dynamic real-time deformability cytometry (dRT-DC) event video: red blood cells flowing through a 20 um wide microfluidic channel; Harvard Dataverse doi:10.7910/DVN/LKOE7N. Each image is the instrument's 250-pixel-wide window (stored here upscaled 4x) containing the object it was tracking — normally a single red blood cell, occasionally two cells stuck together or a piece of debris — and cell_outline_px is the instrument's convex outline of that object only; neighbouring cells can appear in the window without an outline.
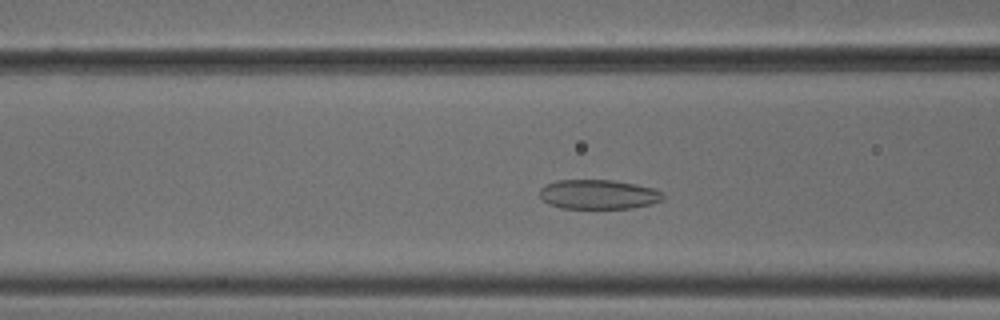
{"species": "common noctule bat (a hibernating species)", "species_latin": "Nyctalus noctula", "temperature_condition": "cold", "stored_images_in_passage": 48, "camera_frame_rate_fps": 3000, "um_per_image_px": 0.085, "animal": {"sex": "male", "body_mass_g": 18.8}, "frame": {"image": 1, "passage_image": 15, "time_ms": 4.667, "image_size_px": [1000, 320], "cell_outline_px": [[664, 200], [652, 204], [632, 208], [560, 208], [548, 204], [540, 196], [540, 188], [556, 180], [612, 180], [636, 184], [652, 188], [660, 192], [664, 196]], "centroid_in_image_um": [50.87, 16.53], "position_along_channel_um": 115.7, "area_um2": 21.15}}
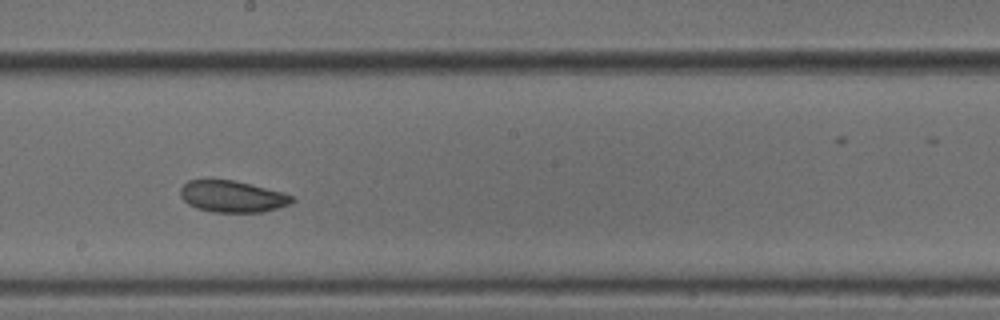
{"frame": {"image": 2, "passage_image": 24, "time_ms": 7.667, "image_size_px": [1000, 320], "cell_outline_px": [[296, 200], [292, 204], [260, 212], [212, 212], [196, 208], [188, 204], [180, 196], [180, 188], [188, 180], [232, 180], [280, 192], [292, 196]], "centroid_in_image_um": [19.71, 16.71], "position_along_channel_um": 228.5, "area_um2": 20.29}}
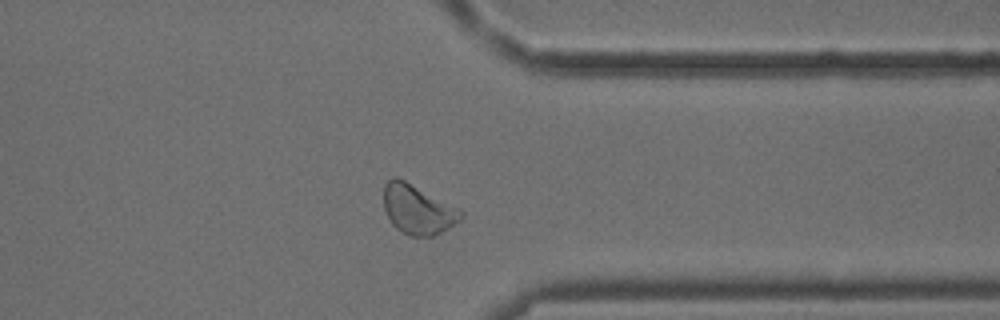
{"frame": {"image": 3, "passage_image": 36, "time_ms": 11.667, "image_size_px": [1000, 320], "cell_outline_px": [[464, 216], [460, 220], [440, 232], [432, 236], [408, 236], [400, 232], [392, 224], [384, 208], [384, 184], [392, 176], [396, 176], [460, 208], [464, 212]], "centroid_in_image_um": [35.5, 17.8], "position_along_channel_um": 375.9, "area_um2": 22.25}, "authors_computed_cell_mechanics": {"area_um2": 21.964, "velocity_mm_per_s": 3.758, "shape_relaxation_time_tau1_ms": 4.5621, "shape_relaxation_time_tau2_ms": 3.4256, "deformation_change_tau1": 0.0815, "deformation_change_tau2": 0.0777}}